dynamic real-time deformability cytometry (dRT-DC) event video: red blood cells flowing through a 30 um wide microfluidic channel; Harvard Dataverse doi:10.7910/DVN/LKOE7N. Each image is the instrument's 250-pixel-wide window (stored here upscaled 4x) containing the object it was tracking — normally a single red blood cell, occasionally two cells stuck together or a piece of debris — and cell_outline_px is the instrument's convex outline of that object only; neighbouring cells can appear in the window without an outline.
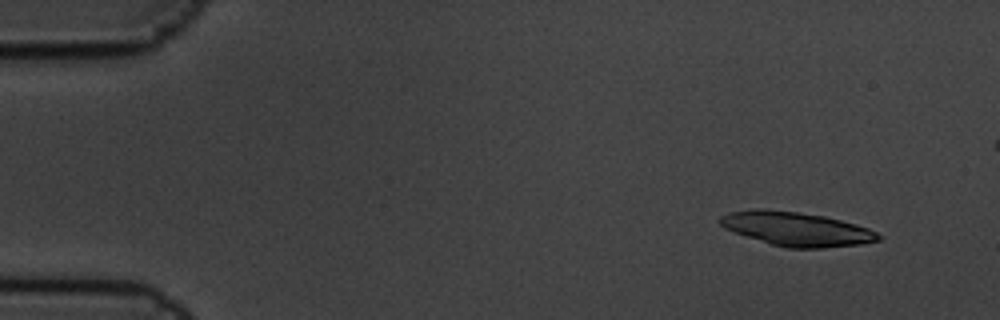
{"species": "common noctule bat (a hibernating species)", "species_latin": "Nyctalus noctula", "temperature_condition": "cold", "stored_images_in_passage": 7, "camera_frame_rate_fps": 3000, "um_per_image_px": 0.085, "animal": {"sex": "male", "body_mass_g": 19.5, "forearm_length_mm": 54.6}, "frame": {"image": 1, "passage_image": 2, "time_ms": 0.333, "image_size_px": [1000, 320], "cell_outline_px": [[884, 236], [880, 240], [860, 244], [820, 248], [788, 248], [772, 244], [724, 228], [720, 224], [720, 216], [728, 212], [756, 208], [764, 208], [796, 212], [824, 216], [856, 224], [868, 228]], "centroid_in_image_um": [67.71, 19.45], "position_along_channel_um": 17.3, "area_um2": 31.1}}